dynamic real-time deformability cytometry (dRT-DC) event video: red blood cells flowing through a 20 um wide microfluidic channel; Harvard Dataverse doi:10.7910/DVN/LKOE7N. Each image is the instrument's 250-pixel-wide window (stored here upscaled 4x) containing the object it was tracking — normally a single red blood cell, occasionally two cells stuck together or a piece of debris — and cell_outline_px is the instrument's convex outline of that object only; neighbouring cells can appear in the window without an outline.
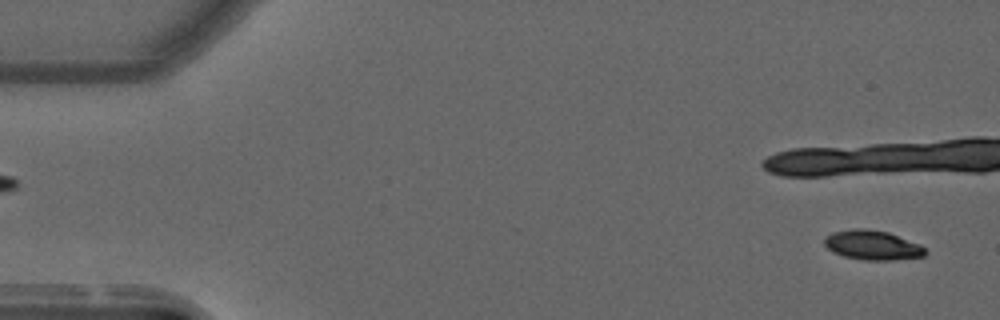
{"species": "common noctule bat (a hibernating species)", "species_latin": "Nyctalus noctula", "temperature_condition": "warm", "stored_images_in_passage": 18, "camera_frame_rate_fps": 3000, "um_per_image_px": 0.085, "animal": {"sex": "male", "forearm_length_mm": 52.5}, "frame": {"image": 1, "passage_image": 3, "time_ms": 0.667, "image_size_px": [1000, 320], "cell_outline_px": [[928, 252], [924, 256], [892, 260], [864, 260], [844, 256], [832, 252], [824, 244], [824, 236], [832, 232], [852, 228], [864, 228], [888, 232], [920, 244]], "centroid_in_image_um": [74.14, 20.83], "position_along_channel_um": 10.9, "area_um2": 17.46}}